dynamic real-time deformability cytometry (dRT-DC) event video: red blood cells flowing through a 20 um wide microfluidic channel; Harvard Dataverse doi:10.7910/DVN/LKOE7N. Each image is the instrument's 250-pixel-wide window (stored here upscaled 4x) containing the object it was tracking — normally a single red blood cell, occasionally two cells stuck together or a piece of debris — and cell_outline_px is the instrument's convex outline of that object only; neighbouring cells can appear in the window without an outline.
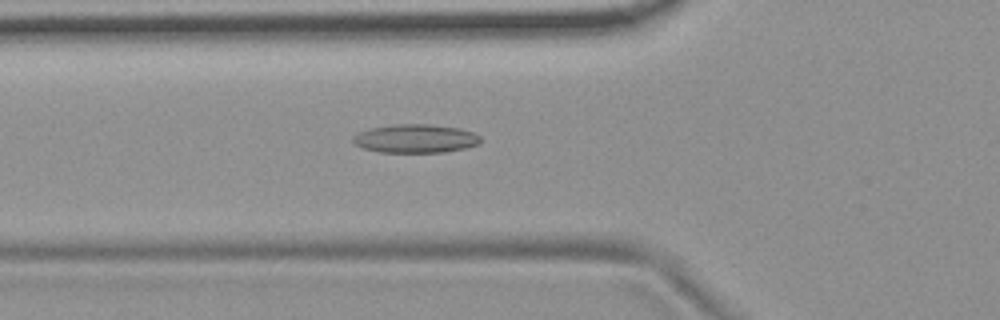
{"species": "common noctule bat (a hibernating species)", "species_latin": "Nyctalus noctula", "temperature_condition": "room temperature", "stored_images_in_passage": 39, "camera_frame_rate_fps": 3000, "um_per_image_px": 0.085, "animal": {"sex": "female", "body_mass_g": 19.9}, "frame": {"image": 1, "passage_image": 4, "time_ms": 1.0, "image_size_px": [1000, 320], "cell_outline_px": [[480, 144], [464, 148], [444, 152], [380, 152], [364, 148], [356, 144], [352, 140], [352, 136], [368, 128], [396, 124], [428, 124], [460, 128], [472, 132], [480, 136]], "centroid_in_image_um": [35.32, 11.77], "position_along_channel_um": 90.5, "area_um2": 21.15}}
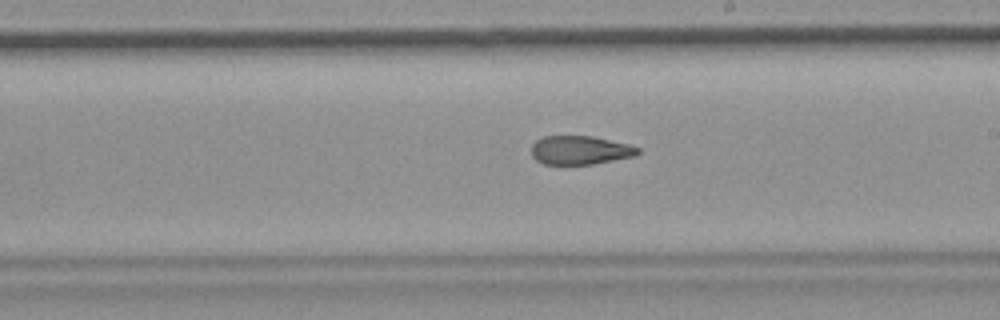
{"frame": {"image": 2, "passage_image": 16, "time_ms": 5.0, "image_size_px": [1000, 320], "cell_outline_px": [[640, 152], [636, 156], [592, 164], [544, 164], [536, 160], [532, 156], [532, 144], [536, 140], [544, 136], [592, 136], [628, 144], [640, 148]], "centroid_in_image_um": [49.31, 12.76], "position_along_channel_um": 239.7, "area_um2": 17.8}}
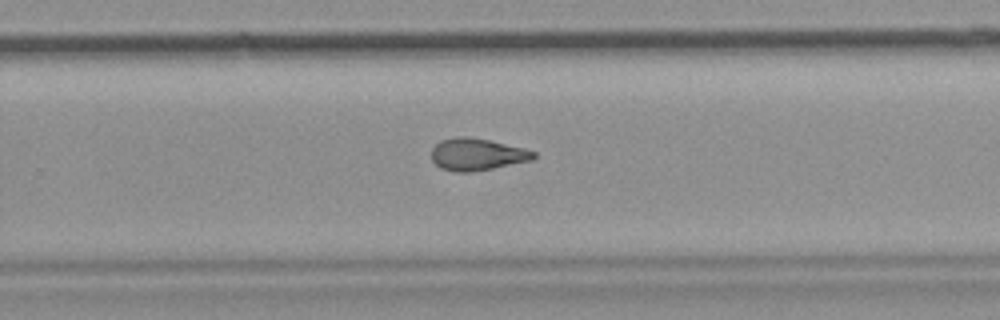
{"frame": {"image": 3, "passage_image": 20, "time_ms": 6.333, "image_size_px": [1000, 320], "cell_outline_px": [[536, 156], [532, 160], [472, 172], [456, 172], [440, 168], [432, 160], [432, 148], [440, 140], [456, 136], [468, 136], [488, 140], [524, 148], [536, 152]], "centroid_in_image_um": [40.53, 13.12], "position_along_channel_um": 289.3, "area_um2": 19.07}, "authors_computed_cell_mechanics": {"area_um2": 19.3052, "velocity_mm_per_s": 3.7289, "shape_relaxation_time_tau1_ms": null, "shape_relaxation_time_tau2_ms": 3.4545, "deformation_change_tau1": null, "deformation_change_tau2": 0.121}}